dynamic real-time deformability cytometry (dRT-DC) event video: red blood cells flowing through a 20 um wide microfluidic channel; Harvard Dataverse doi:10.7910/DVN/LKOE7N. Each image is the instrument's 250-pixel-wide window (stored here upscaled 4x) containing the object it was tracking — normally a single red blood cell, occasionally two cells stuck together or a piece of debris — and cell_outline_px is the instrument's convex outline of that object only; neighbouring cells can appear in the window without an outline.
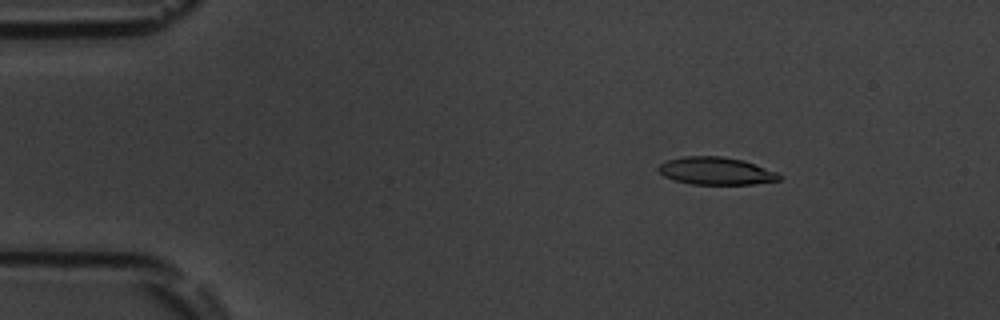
{"species": "common noctule bat (a hibernating species)", "species_latin": "Nyctalus noctula", "temperature_condition": "room temperature", "stored_images_in_passage": 54, "camera_frame_rate_fps": 3000, "um_per_image_px": 0.085, "animal": {"sex": "male", "body_mass_g": 19.5, "forearm_length_mm": 54.6}, "frame": {"image": 1, "passage_image": 8, "time_ms": 2.333, "image_size_px": [1000, 320], "cell_outline_px": [[784, 176], [780, 180], [752, 184], [692, 184], [676, 180], [664, 176], [656, 168], [660, 164], [668, 160], [684, 156], [720, 156], [744, 160], [776, 172]], "centroid_in_image_um": [60.88, 14.53], "position_along_channel_um": 24.1, "area_um2": 19.31}}
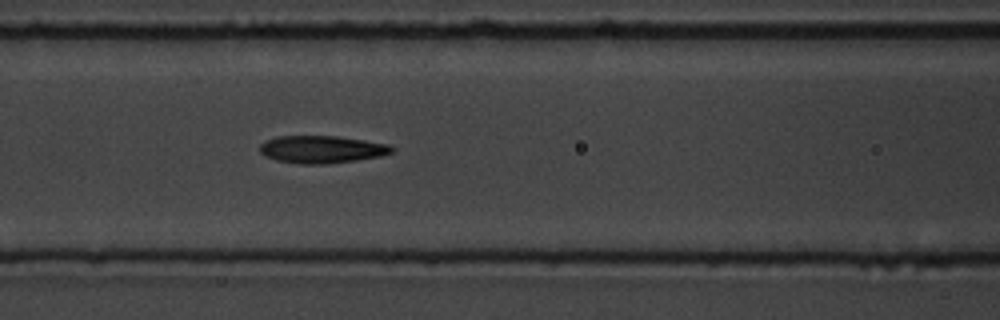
{"frame": {"image": 2, "passage_image": 23, "time_ms": 7.333, "image_size_px": [1000, 320], "cell_outline_px": [[396, 148], [392, 152], [380, 156], [356, 160], [324, 164], [300, 164], [276, 160], [264, 156], [260, 152], [260, 144], [264, 140], [276, 136], [336, 136], [364, 140], [388, 144]], "centroid_in_image_um": [27.32, 12.69], "position_along_channel_um": 139.3, "area_um2": 21.21}}
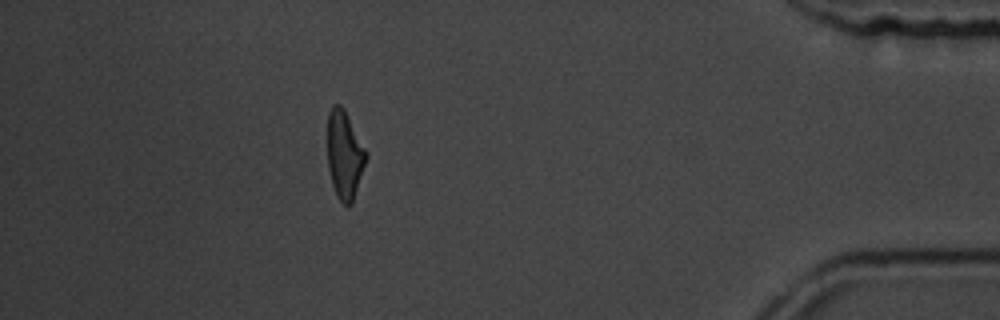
{"frame": {"image": 3, "passage_image": 48, "time_ms": 15.667, "image_size_px": [1000, 320], "cell_outline_px": [[368, 156], [352, 204], [348, 208], [336, 196], [332, 184], [328, 168], [328, 112], [332, 104], [340, 104], [344, 108], [368, 152]], "centroid_in_image_um": [29.3, 13.16], "position_along_channel_um": 405.9, "area_um2": 20.11}, "authors_computed_cell_mechanics": {"area_um2": 20.6924, "velocity_mm_per_s": 3.7915, "shape_relaxation_time_tau1_ms": 5.3318, "shape_relaxation_time_tau2_ms": 2.6782, "deformation_change_tau1": 0.1848, "deformation_change_tau2": 0.1231}}